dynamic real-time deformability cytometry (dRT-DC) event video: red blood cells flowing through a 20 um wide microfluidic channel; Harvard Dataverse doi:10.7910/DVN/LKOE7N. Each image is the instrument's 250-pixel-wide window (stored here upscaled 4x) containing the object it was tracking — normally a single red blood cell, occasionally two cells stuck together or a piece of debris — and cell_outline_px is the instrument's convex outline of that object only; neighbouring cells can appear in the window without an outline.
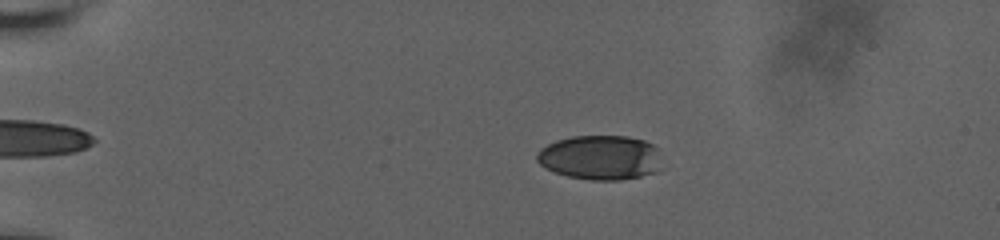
{"species": "human", "species_latin": "Homo sapiens", "temperature_condition": "room temperature", "stored_images_in_passage": 53, "camera_frame_rate_fps": 3000, "um_per_image_px": 0.085, "donor": {"sex": "male"}, "frame": {"image": 1, "passage_image": 9, "time_ms": 2.667, "image_size_px": [1000, 240], "cell_outline_px": [[660, 148], [656, 172], [640, 176], [620, 180], [592, 180], [568, 176], [556, 172], [540, 164], [536, 160], [536, 152], [540, 148], [556, 140], [572, 136], [628, 136], [644, 140]], "centroid_in_image_um": [51.01, 13.37], "position_along_channel_um": 34.0, "area_um2": 32.37}}
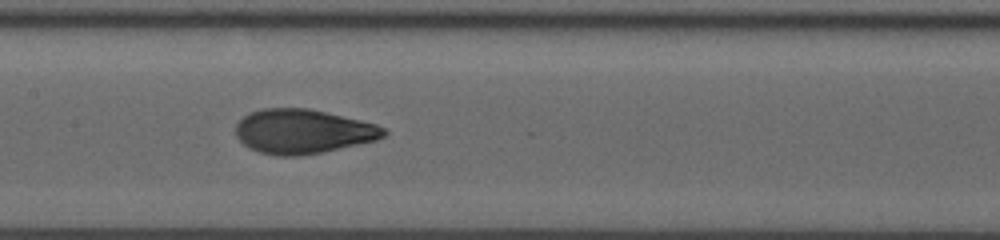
{"frame": {"image": 2, "passage_image": 27, "time_ms": 8.667, "image_size_px": [1000, 240], "cell_outline_px": [[388, 132], [384, 136], [376, 140], [324, 152], [300, 156], [276, 156], [260, 152], [248, 148], [236, 136], [236, 124], [244, 116], [260, 108], [308, 108], [360, 120], [376, 124], [384, 128]], "centroid_in_image_um": [25.73, 11.18], "position_along_channel_um": 181.7, "area_um2": 38.26}}
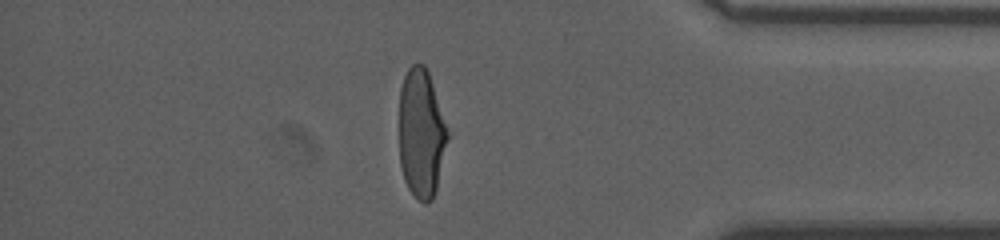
{"frame": {"image": 3, "passage_image": 46, "time_ms": 15.0, "image_size_px": [1000, 240], "cell_outline_px": [[448, 136], [436, 188], [432, 200], [428, 204], [424, 204], [408, 188], [404, 180], [400, 164], [400, 88], [404, 76], [408, 68], [412, 64], [424, 64], [428, 72], [448, 132]], "centroid_in_image_um": [35.78, 11.35], "position_along_channel_um": 399.4, "area_um2": 35.72}, "authors_computed_cell_mechanics": {"area_um2": 37.3388, "velocity_mm_per_s": 3.7997, "shape_relaxation_time_tau1_ms": 4.5652, "shape_relaxation_time_tau2_ms": 0.6952, "deformation_change_tau1": 0.2185, "deformation_change_tau2": 0.0612}}